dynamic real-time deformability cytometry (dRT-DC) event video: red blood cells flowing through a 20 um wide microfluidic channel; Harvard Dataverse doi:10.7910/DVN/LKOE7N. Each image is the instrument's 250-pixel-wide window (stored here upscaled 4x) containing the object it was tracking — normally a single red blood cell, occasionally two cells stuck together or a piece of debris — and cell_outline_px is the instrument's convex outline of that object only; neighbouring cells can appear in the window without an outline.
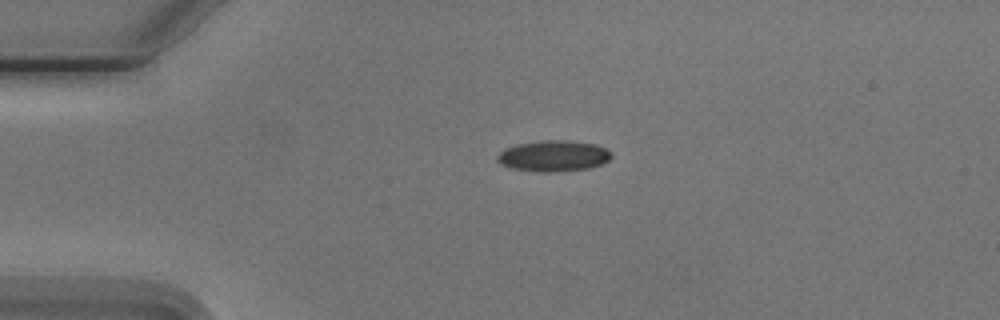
{"species": "Egyptian fruit bat (a non-hibernating species)", "species_latin": "Rousettus aegyptiacus", "temperature_condition": "cold", "stored_images_in_passage": 2, "camera_frame_rate_fps": 3000, "um_per_image_px": 0.085, "animal": {"sex": "male"}, "frame": {"image": 1, "passage_image": 1, "time_ms": 0.0, "image_size_px": [1000, 320], "cell_outline_px": [[612, 156], [608, 160], [600, 164], [588, 168], [556, 172], [544, 172], [512, 168], [500, 164], [496, 160], [496, 156], [504, 148], [516, 144], [544, 140], [564, 140], [596, 144], [612, 152]], "centroid_in_image_um": [47.02, 13.25], "position_along_channel_um": 38.0, "area_um2": 20.58}}